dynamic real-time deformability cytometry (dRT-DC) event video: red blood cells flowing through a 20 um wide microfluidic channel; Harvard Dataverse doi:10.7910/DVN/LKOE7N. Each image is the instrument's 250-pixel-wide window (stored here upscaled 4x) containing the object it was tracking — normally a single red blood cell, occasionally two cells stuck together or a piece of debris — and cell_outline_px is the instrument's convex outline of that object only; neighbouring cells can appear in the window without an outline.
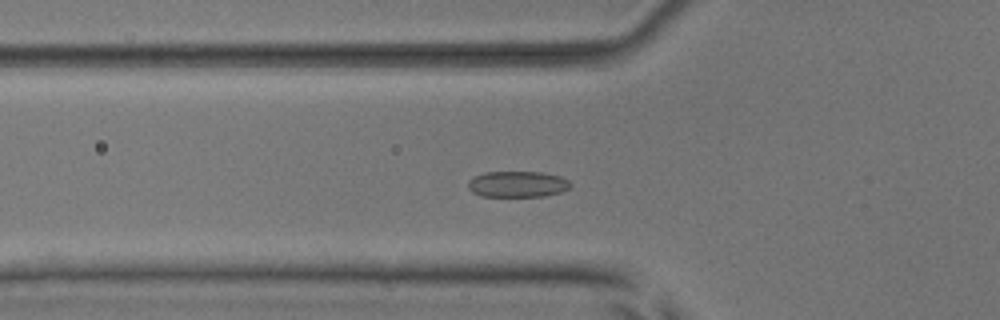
{"species": "common noctule bat (a hibernating species)", "species_latin": "Nyctalus noctula", "temperature_condition": "room temperature", "stored_images_in_passage": 53, "camera_frame_rate_fps": 3000, "um_per_image_px": 0.085, "animal": {"sex": "male", "body_mass_g": 17.9, "forearm_length_mm": 54.2}, "frame": {"image": 1, "passage_image": 18, "time_ms": 5.667, "image_size_px": [1000, 320], "cell_outline_px": [[572, 184], [568, 188], [560, 192], [544, 196], [480, 196], [472, 192], [468, 188], [468, 180], [484, 172], [544, 172], [560, 176], [568, 180]], "centroid_in_image_um": [43.98, 15.65], "position_along_channel_um": 81.8, "area_um2": 15.55}}
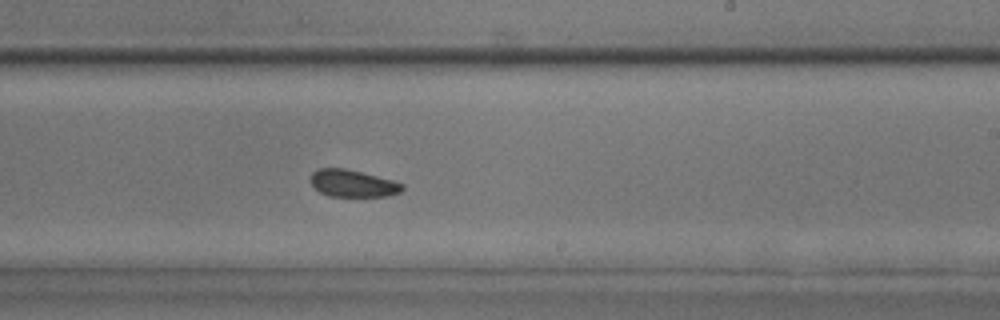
{"frame": {"image": 2, "passage_image": 32, "time_ms": 10.333, "image_size_px": [1000, 320], "cell_outline_px": [[404, 188], [400, 192], [388, 196], [328, 196], [320, 192], [312, 184], [312, 172], [320, 168], [344, 168], [392, 180], [404, 184]], "centroid_in_image_um": [30.0, 15.59], "position_along_channel_um": 259.0, "area_um2": 14.28}}
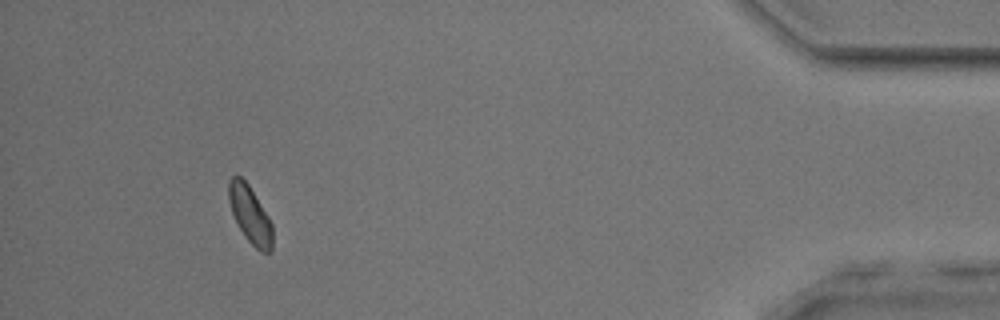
{"frame": {"image": 3, "passage_image": 49, "time_ms": 16.0, "image_size_px": [1000, 320], "cell_outline_px": [[272, 252], [260, 252], [244, 236], [232, 212], [228, 200], [228, 180], [232, 176], [240, 176], [248, 184], [268, 216], [272, 224]], "centroid_in_image_um": [21.25, 18.24], "position_along_channel_um": 414.0, "area_um2": 14.45}}